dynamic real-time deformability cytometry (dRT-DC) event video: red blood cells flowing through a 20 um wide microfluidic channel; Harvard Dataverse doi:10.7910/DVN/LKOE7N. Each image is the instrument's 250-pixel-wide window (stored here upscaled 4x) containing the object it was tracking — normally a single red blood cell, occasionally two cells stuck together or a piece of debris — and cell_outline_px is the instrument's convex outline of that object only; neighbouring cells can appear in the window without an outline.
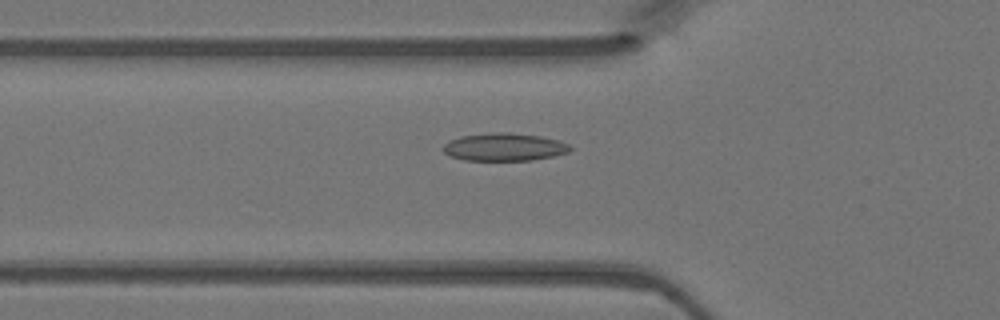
{"species": "Egyptian fruit bat (a non-hibernating species)", "species_latin": "Rousettus aegyptiacus", "temperature_condition": "warm", "stored_images_in_passage": 44, "camera_frame_rate_fps": 3000, "um_per_image_px": 0.085, "animal": {"sex": "female"}, "frame": {"image": 1, "passage_image": 17, "time_ms": 5.333, "image_size_px": [1000, 320], "cell_outline_px": [[572, 148], [568, 152], [552, 156], [532, 160], [464, 160], [452, 156], [444, 152], [440, 148], [448, 140], [460, 136], [492, 132], [508, 132], [540, 136], [560, 140], [568, 144]], "centroid_in_image_um": [42.83, 12.48], "position_along_channel_um": 83.0, "area_um2": 20.63}}
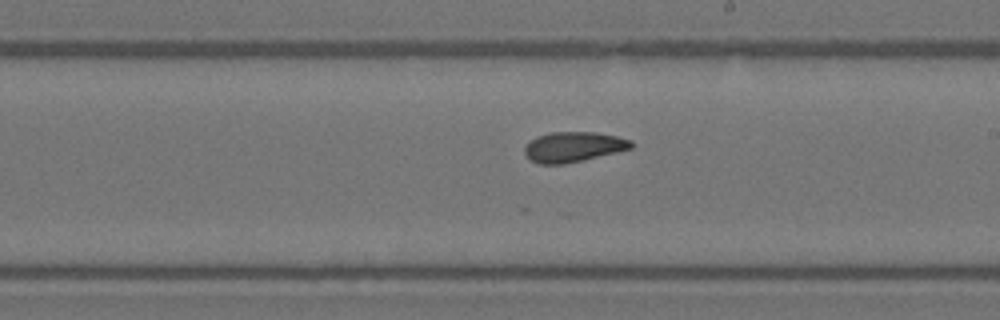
{"frame": {"image": 2, "passage_image": 28, "time_ms": 9.0, "image_size_px": [1000, 320], "cell_outline_px": [[636, 144], [632, 148], [564, 164], [540, 164], [532, 160], [524, 152], [524, 148], [536, 136], [552, 132], [596, 132], [616, 136], [632, 140]], "centroid_in_image_um": [48.77, 12.47], "position_along_channel_um": 240.2, "area_um2": 18.5}}
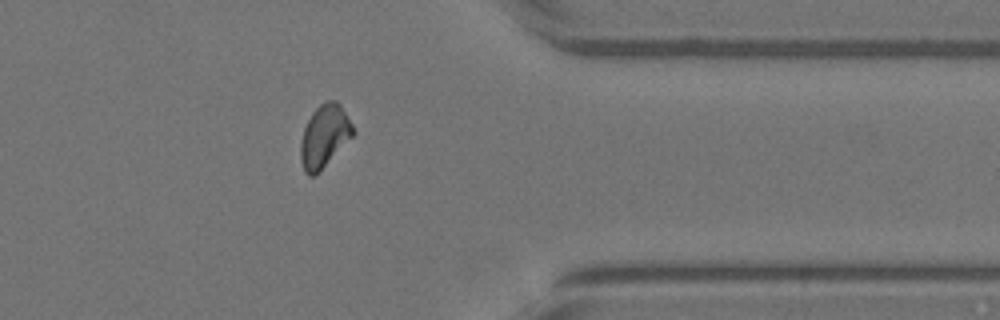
{"frame": {"image": 3, "passage_image": 39, "time_ms": 12.667, "image_size_px": [1000, 320], "cell_outline_px": [[356, 132], [312, 176], [308, 176], [304, 172], [300, 160], [300, 140], [304, 128], [312, 112], [320, 104], [328, 100], [336, 100], [340, 104], [352, 124]], "centroid_in_image_um": [27.54, 11.52], "position_along_channel_um": 383.9, "area_um2": 18.61}}